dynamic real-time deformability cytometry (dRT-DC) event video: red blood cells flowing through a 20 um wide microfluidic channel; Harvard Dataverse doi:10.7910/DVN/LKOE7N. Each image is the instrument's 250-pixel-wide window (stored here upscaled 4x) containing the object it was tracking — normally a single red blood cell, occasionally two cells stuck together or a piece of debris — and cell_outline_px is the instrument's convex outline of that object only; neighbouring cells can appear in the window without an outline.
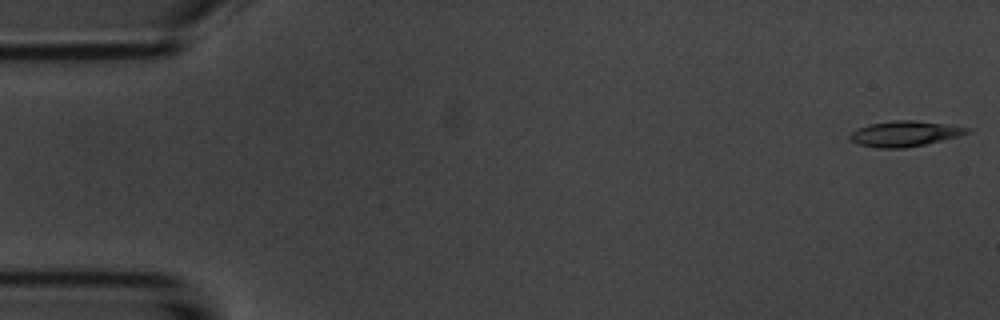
{"species": "common noctule bat (a hibernating species)", "species_latin": "Nyctalus noctula", "temperature_condition": "room temperature", "stored_images_in_passage": 6, "camera_frame_rate_fps": 3000, "um_per_image_px": 0.085, "animal": {"sex": "male", "body_mass_g": 20.1, "forearm_length_mm": 53.5}, "frame": {"image": 1, "passage_image": 1, "time_ms": 0.0, "image_size_px": [1000, 320], "cell_outline_px": [[972, 132], [960, 136], [924, 144], [904, 148], [876, 148], [856, 144], [848, 140], [848, 136], [852, 132], [860, 128], [872, 124], [896, 120], [912, 120], [944, 124], [972, 128]], "centroid_in_image_um": [76.9, 11.38], "position_along_channel_um": 8.1, "area_um2": 17.34}}